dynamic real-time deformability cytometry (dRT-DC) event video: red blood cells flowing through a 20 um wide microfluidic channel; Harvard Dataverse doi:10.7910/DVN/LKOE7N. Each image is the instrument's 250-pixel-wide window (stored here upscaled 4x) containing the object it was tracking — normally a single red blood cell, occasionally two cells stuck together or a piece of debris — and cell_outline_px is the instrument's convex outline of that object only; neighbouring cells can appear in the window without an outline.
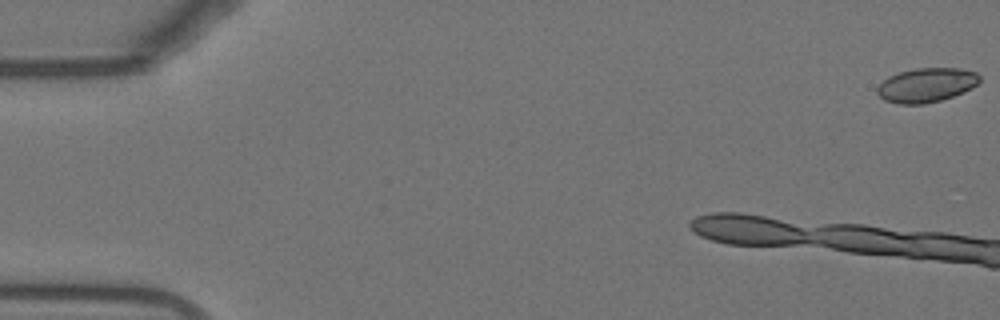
{"species": "Egyptian fruit bat (a non-hibernating species)", "species_latin": "Rousettus aegyptiacus", "temperature_condition": "warm", "stored_images_in_passage": 10, "camera_frame_rate_fps": 3000, "um_per_image_px": 0.085, "animal": {"sex": "female"}, "frame": {"image": 1, "passage_image": 1, "time_ms": 0.0, "image_size_px": [1000, 320], "cell_outline_px": [[980, 80], [972, 88], [964, 92], [940, 100], [924, 104], [900, 104], [884, 100], [876, 92], [876, 88], [888, 76], [900, 72], [916, 68], [960, 68], [976, 72], [980, 76]], "centroid_in_image_um": [78.74, 7.23], "position_along_channel_um": 6.3, "area_um2": 20.4}}